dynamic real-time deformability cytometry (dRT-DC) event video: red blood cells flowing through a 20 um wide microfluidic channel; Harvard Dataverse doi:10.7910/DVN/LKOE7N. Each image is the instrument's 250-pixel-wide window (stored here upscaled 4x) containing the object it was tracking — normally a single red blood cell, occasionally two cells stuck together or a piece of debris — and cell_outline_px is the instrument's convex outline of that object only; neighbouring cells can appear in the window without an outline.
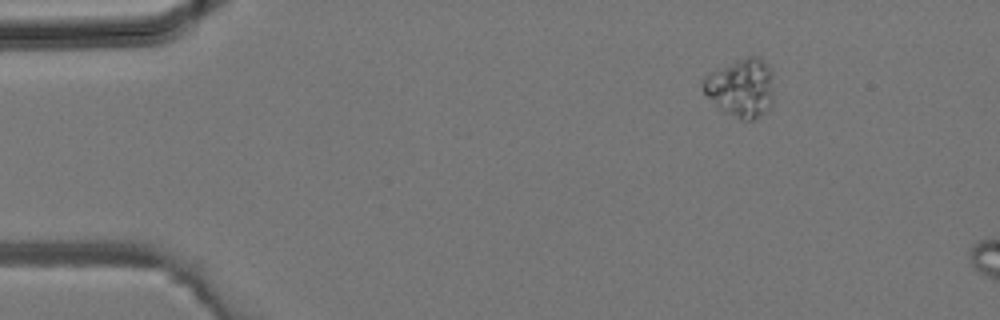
{"species": "common noctule bat (a hibernating species)", "species_latin": "Nyctalus noctula", "temperature_condition": "room temperature", "stored_images_in_passage": 5, "camera_frame_rate_fps": 3000, "um_per_image_px": 0.085, "animal": {"sex": "male", "body_mass_g": 19.2, "forearm_length_mm": 51.8}, "frame": {"image": 1, "passage_image": 1, "time_ms": 0.0, "image_size_px": [1000, 320], "cell_outline_px": [[772, 104], [760, 116], [752, 120], [740, 120], [724, 112], [704, 92], [700, 80], [708, 72], [748, 56], [756, 56], [764, 60], [768, 64], [772, 72]], "centroid_in_image_um": [62.98, 7.45], "position_along_channel_um": 22.0, "area_um2": 24.16}}